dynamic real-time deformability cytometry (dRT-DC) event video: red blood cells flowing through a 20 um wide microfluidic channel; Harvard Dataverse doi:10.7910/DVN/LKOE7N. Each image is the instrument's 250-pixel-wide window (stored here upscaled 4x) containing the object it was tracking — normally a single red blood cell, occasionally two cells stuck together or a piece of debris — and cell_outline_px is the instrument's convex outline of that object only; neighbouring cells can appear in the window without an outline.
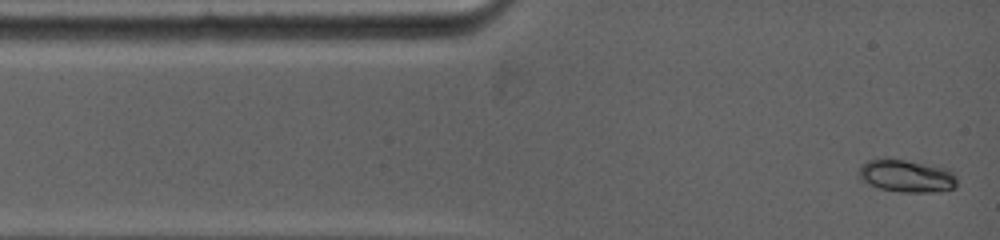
{"species": "common noctule bat (a hibernating species)", "species_latin": "Nyctalus noctula", "temperature_condition": "warm", "stored_images_in_passage": 63, "camera_frame_rate_fps": 5000, "um_per_image_px": 0.085, "animal": {"sex": "female", "body_mass_g": 19.0, "forearm_length_mm": 53.3}, "frame": {"image": 1, "passage_image": 1, "time_ms": 0.0, "image_size_px": [1000, 240], "cell_outline_px": [[956, 188], [936, 192], [900, 192], [880, 188], [868, 184], [860, 180], [860, 164], [868, 160], [904, 160], [948, 168], [956, 176]], "centroid_in_image_um": [77.09, 14.98], "position_along_channel_um": 7.9, "area_um2": 18.44}}
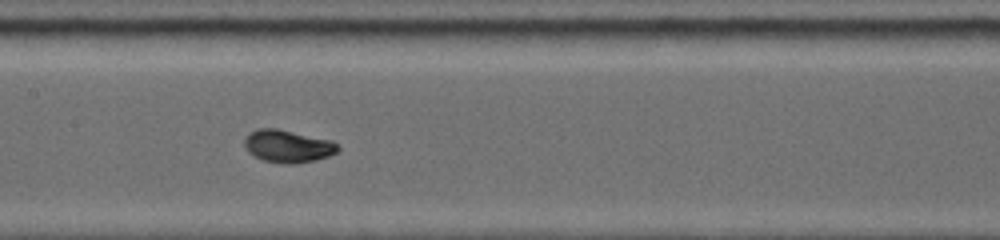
{"frame": {"image": 2, "passage_image": 36, "time_ms": 5.6, "image_size_px": [1000, 240], "cell_outline_px": [[340, 148], [336, 152], [328, 156], [316, 160], [292, 164], [284, 164], [264, 160], [248, 152], [244, 144], [244, 140], [248, 132], [256, 128], [276, 128], [332, 140]], "centroid_in_image_um": [24.44, 12.41], "position_along_channel_um": 183.0, "area_um2": 17.74}}
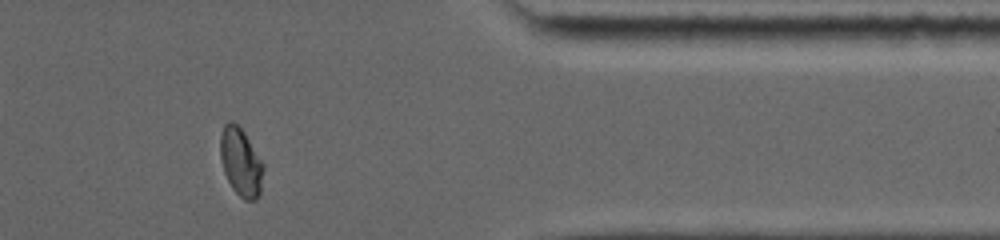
{"frame": {"image": 3, "passage_image": 57, "time_ms": 11.4, "image_size_px": [1000, 240], "cell_outline_px": [[264, 168], [260, 196], [256, 200], [244, 200], [232, 188], [224, 172], [220, 156], [220, 136], [224, 124], [228, 120], [232, 120], [244, 132], [264, 164]], "centroid_in_image_um": [20.48, 13.78], "position_along_channel_um": 390.9, "area_um2": 17.22}, "authors_computed_cell_mechanics": {"area_um2": 17.1666, "velocity_mm_per_s": 3.9342, "shape_relaxation_time_tau1_ms": 5.1654, "shape_relaxation_time_tau2_ms": null, "deformation_change_tau1": 0.1857, "deformation_change_tau2": null}}